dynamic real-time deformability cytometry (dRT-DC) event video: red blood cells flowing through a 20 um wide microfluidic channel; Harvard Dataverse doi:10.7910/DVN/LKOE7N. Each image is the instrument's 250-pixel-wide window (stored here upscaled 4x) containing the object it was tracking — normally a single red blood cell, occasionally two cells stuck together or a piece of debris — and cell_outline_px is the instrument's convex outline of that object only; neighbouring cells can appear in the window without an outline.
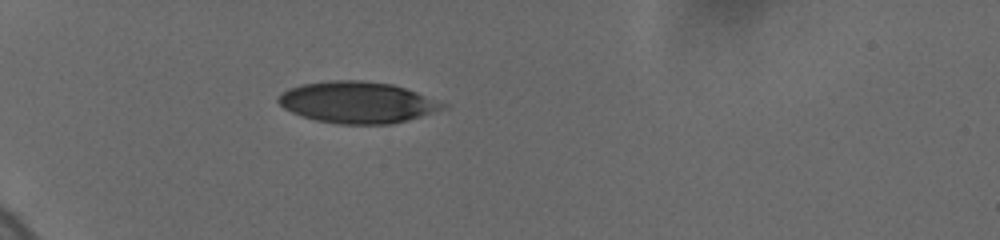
{"species": "human", "species_latin": "Homo sapiens", "temperature_condition": "cold", "stored_images_in_passage": 5, "camera_frame_rate_fps": 3000, "um_per_image_px": 0.085, "donor": {"sex": "female"}, "frame": {"image": 1, "passage_image": 3, "time_ms": 1.667, "image_size_px": [1000, 240], "cell_outline_px": [[448, 104], [444, 108], [408, 120], [392, 124], [340, 124], [316, 120], [300, 116], [284, 108], [276, 100], [288, 88], [300, 84], [328, 80], [360, 80], [392, 84], [416, 92]], "centroid_in_image_um": [30.35, 8.7], "position_along_channel_um": 54.7, "area_um2": 39.59}}
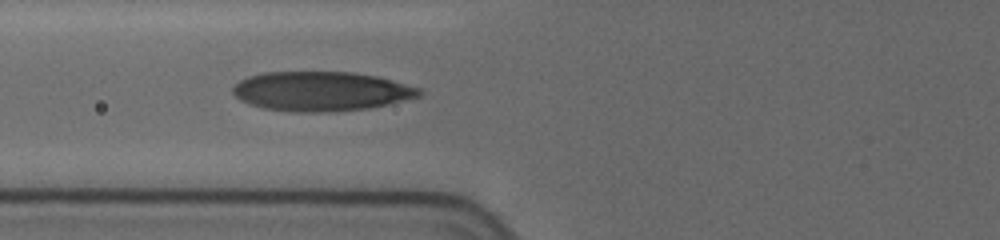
{"frame": {"image": 2, "passage_image": 5, "time_ms": 3.667, "image_size_px": [1000, 240], "cell_outline_px": [[424, 92], [420, 96], [404, 100], [368, 108], [320, 112], [296, 112], [264, 108], [248, 104], [240, 100], [232, 92], [232, 88], [240, 80], [248, 76], [264, 72], [352, 72], [376, 76], [420, 88]], "centroid_in_image_um": [27.26, 7.75], "position_along_channel_um": 98.5, "area_um2": 42.6}}